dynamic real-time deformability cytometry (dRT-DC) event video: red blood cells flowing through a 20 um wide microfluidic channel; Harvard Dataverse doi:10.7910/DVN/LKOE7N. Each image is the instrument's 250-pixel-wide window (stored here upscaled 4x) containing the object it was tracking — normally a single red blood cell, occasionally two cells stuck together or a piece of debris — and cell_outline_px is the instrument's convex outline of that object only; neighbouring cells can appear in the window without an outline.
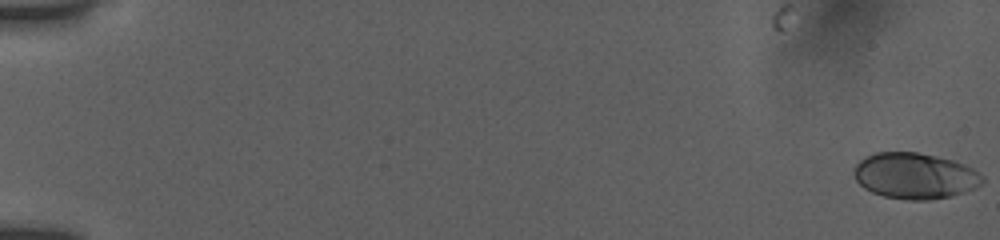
{"species": "human", "species_latin": "Homo sapiens", "temperature_condition": "room temperature", "stored_images_in_passage": 26, "camera_frame_rate_fps": 3000, "um_per_image_px": 0.085, "donor": {"sex": "female"}, "frame": {"image": 1, "passage_image": 1, "time_ms": 0.0, "image_size_px": [1000, 240], "cell_outline_px": [[984, 184], [976, 188], [952, 196], [928, 200], [908, 200], [884, 196], [872, 192], [864, 188], [856, 180], [852, 172], [852, 168], [864, 156], [876, 152], [916, 152], [936, 156], [952, 160], [964, 164], [980, 172], [984, 176]], "centroid_in_image_um": [77.77, 14.94], "position_along_channel_um": 7.2, "area_um2": 34.8}}
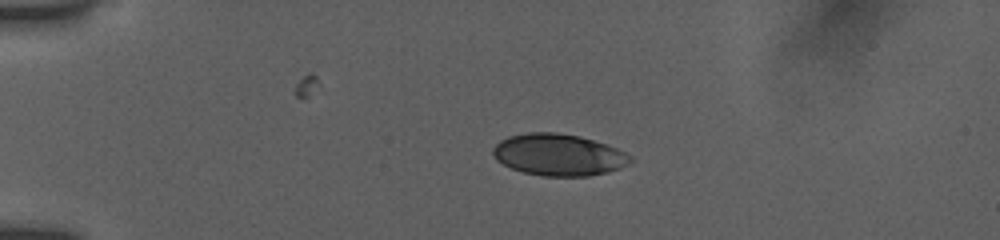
{"frame": {"image": 2, "passage_image": 17, "time_ms": 4.333, "image_size_px": [1000, 240], "cell_outline_px": [[632, 160], [628, 164], [620, 168], [608, 172], [588, 176], [544, 176], [524, 172], [512, 168], [496, 160], [492, 152], [492, 148], [500, 140], [508, 136], [528, 132], [556, 132], [580, 136], [616, 148], [632, 156]], "centroid_in_image_um": [47.46, 13.15], "position_along_channel_um": 37.5, "area_um2": 33.35}}